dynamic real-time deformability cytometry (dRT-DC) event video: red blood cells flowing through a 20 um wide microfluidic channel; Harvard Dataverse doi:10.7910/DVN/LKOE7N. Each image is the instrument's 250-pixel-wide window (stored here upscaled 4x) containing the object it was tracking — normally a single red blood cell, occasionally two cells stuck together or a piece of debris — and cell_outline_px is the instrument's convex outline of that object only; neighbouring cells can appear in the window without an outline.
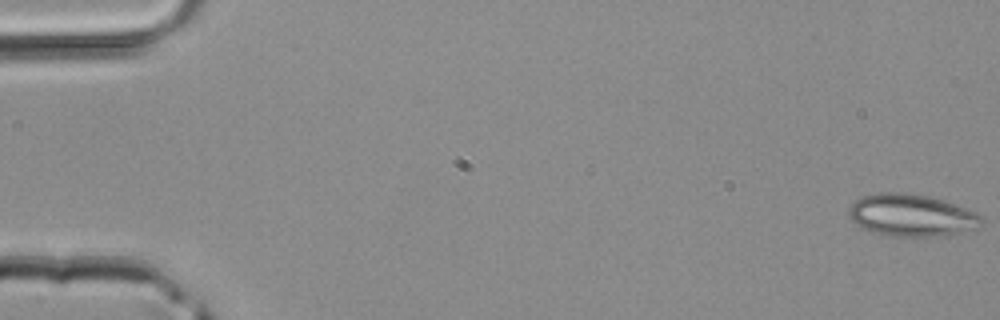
{"species": "common noctule bat (a hibernating species)", "species_latin": "Nyctalus noctula", "temperature_condition": "room temperature", "stored_images_in_passage": 45, "camera_frame_rate_fps": 3000, "um_per_image_px": 0.085, "animal": {"sex": "male", "body_mass_g": 20.4}, "frame": {"image": 1, "passage_image": 1, "time_ms": 0.0, "image_size_px": [1000, 320], "cell_outline_px": [[984, 224], [980, 228], [940, 236], [888, 236], [872, 232], [856, 224], [848, 216], [848, 208], [856, 200], [864, 196], [880, 192], [904, 192], [928, 196], [944, 200], [964, 208], [980, 216], [984, 220]], "centroid_in_image_um": [77.47, 18.3], "position_along_channel_um": 7.5, "area_um2": 32.6}}
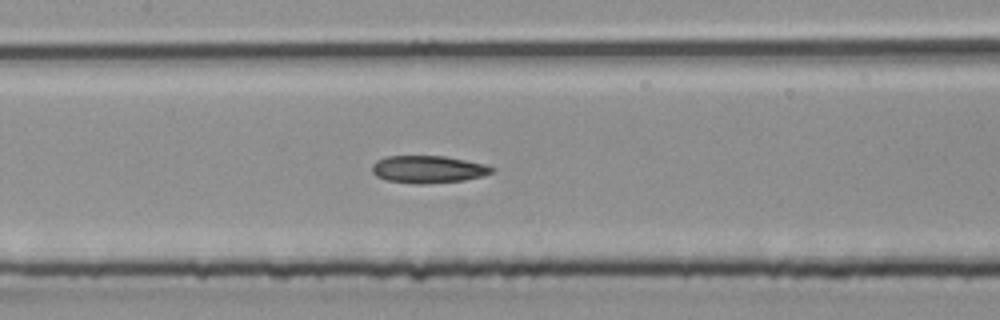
{"frame": {"image": 2, "passage_image": 22, "time_ms": 7.0, "image_size_px": [1000, 320], "cell_outline_px": [[496, 168], [492, 172], [484, 176], [464, 180], [424, 184], [416, 184], [384, 180], [376, 176], [372, 172], [372, 164], [376, 160], [388, 156], [444, 156], [484, 164]], "centroid_in_image_um": [36.37, 14.4], "position_along_channel_um": 171.0, "area_um2": 19.19}}
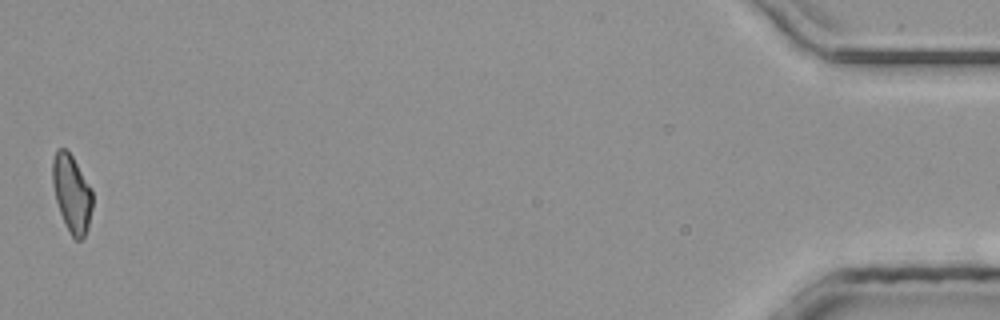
{"frame": {"image": 3, "passage_image": 45, "time_ms": 14.667, "image_size_px": [1000, 320], "cell_outline_px": [[92, 208], [88, 228], [84, 236], [80, 240], [76, 240], [72, 236], [60, 212], [56, 200], [52, 184], [52, 160], [56, 148], [64, 148], [72, 156], [92, 192]], "centroid_in_image_um": [6.08, 16.43], "position_along_channel_um": 429.1, "area_um2": 17.69}}